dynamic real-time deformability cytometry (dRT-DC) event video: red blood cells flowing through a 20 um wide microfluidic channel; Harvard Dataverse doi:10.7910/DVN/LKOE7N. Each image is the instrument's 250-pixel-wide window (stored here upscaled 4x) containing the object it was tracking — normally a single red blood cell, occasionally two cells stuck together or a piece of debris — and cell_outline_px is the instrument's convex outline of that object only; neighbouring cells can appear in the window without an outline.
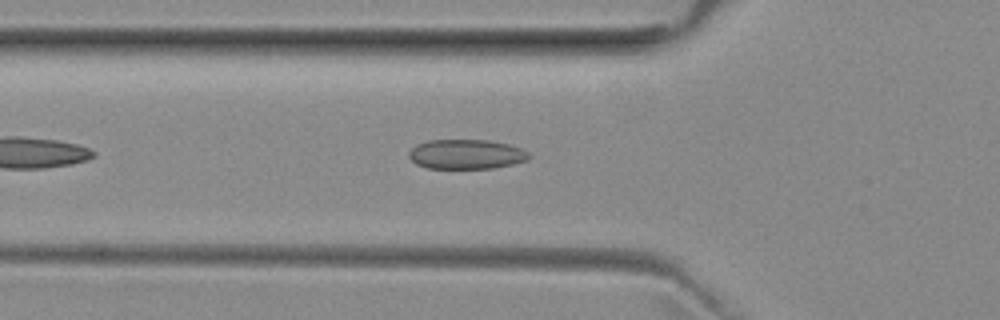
{"species": "common noctule bat (a hibernating species)", "species_latin": "Nyctalus noctula", "temperature_condition": "room temperature", "stored_images_in_passage": 41, "camera_frame_rate_fps": 3000, "um_per_image_px": 0.085, "animal": {"sex": "female", "body_mass_g": 29.2, "forearm_length_mm": 56.3}, "frame": {"image": 1, "passage_image": 7, "time_ms": 2.0, "image_size_px": [1000, 320], "cell_outline_px": [[528, 160], [512, 164], [492, 168], [428, 168], [416, 164], [408, 156], [408, 152], [416, 144], [428, 140], [488, 140], [508, 144], [520, 148], [528, 152]], "centroid_in_image_um": [39.6, 13.1], "position_along_channel_um": 86.2, "area_um2": 20.63}}
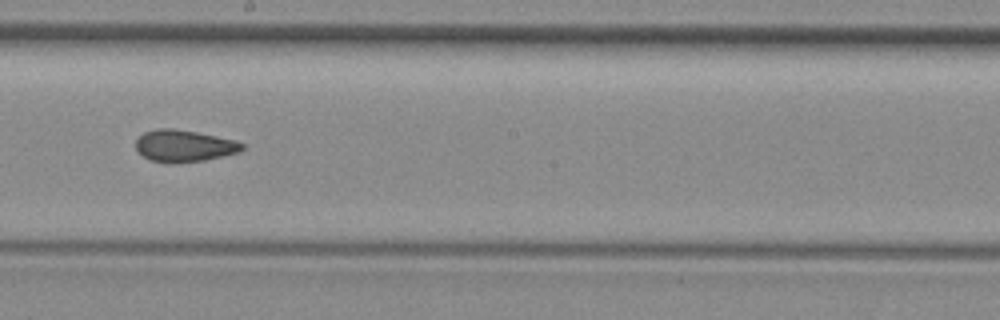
{"frame": {"image": 2, "passage_image": 18, "time_ms": 5.667, "image_size_px": [1000, 320], "cell_outline_px": [[244, 148], [240, 152], [204, 160], [168, 164], [148, 160], [136, 148], [136, 140], [144, 132], [156, 128], [172, 128], [196, 132], [236, 140], [244, 144]], "centroid_in_image_um": [15.64, 12.4], "position_along_channel_um": 232.6, "area_um2": 19.83}}
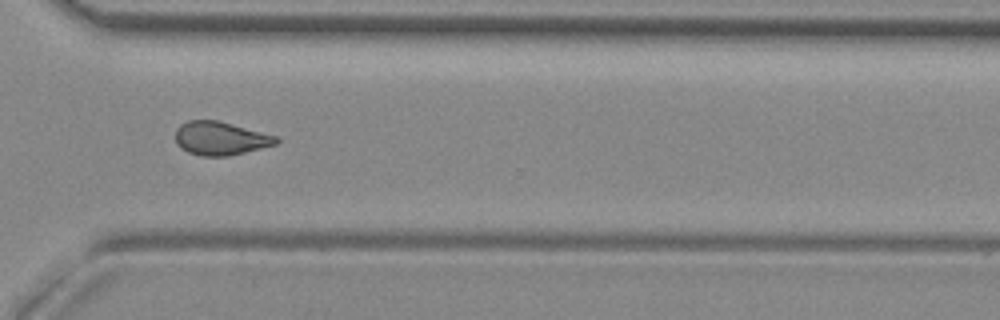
{"frame": {"image": 3, "passage_image": 27, "time_ms": 8.667, "image_size_px": [1000, 320], "cell_outline_px": [[280, 140], [276, 144], [228, 156], [200, 156], [188, 152], [180, 148], [176, 144], [176, 128], [180, 124], [188, 120], [216, 120], [232, 124], [276, 136]], "centroid_in_image_um": [18.69, 11.76], "position_along_channel_um": 351.9, "area_um2": 19.54}, "authors_computed_cell_mechanics": {"area_um2": 19.8254, "velocity_mm_per_s": 3.9814, "shape_relaxation_time_tau1_ms": null, "shape_relaxation_time_tau2_ms": 2.1634, "deformation_change_tau1": null, "deformation_change_tau2": 0.0815}}